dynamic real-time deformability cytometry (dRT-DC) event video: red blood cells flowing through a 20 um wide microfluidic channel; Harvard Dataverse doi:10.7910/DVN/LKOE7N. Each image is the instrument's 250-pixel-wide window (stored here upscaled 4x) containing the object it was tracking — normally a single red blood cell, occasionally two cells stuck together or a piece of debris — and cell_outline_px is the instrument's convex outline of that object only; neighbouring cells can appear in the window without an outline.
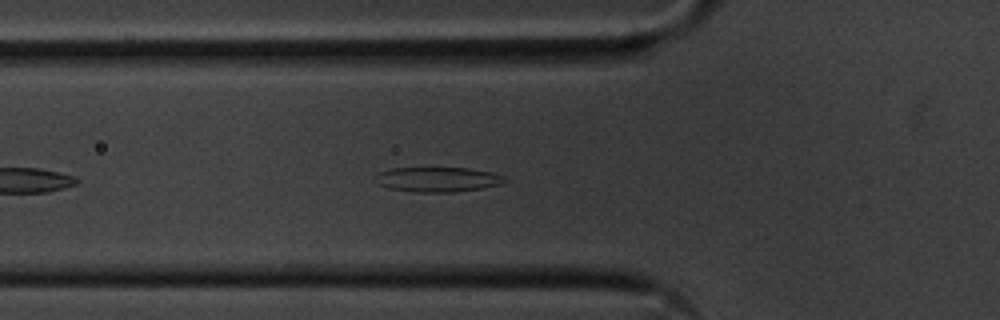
{"species": "common noctule bat (a hibernating species)", "species_latin": "Nyctalus noctula", "temperature_condition": "cold", "stored_images_in_passage": 35, "camera_frame_rate_fps": 3000, "um_per_image_px": 0.085, "animal": {"sex": "male", "body_mass_g": 20.1, "forearm_length_mm": 53.5}, "frame": {"image": 1, "passage_image": 8, "time_ms": 2.333, "image_size_px": [1000, 320], "cell_outline_px": [[508, 180], [500, 184], [480, 188], [456, 192], [412, 192], [388, 188], [376, 184], [380, 172], [392, 168], [468, 168], [492, 172], [504, 176]], "centroid_in_image_um": [37.23, 15.26], "position_along_channel_um": 88.6, "area_um2": 18.61}}
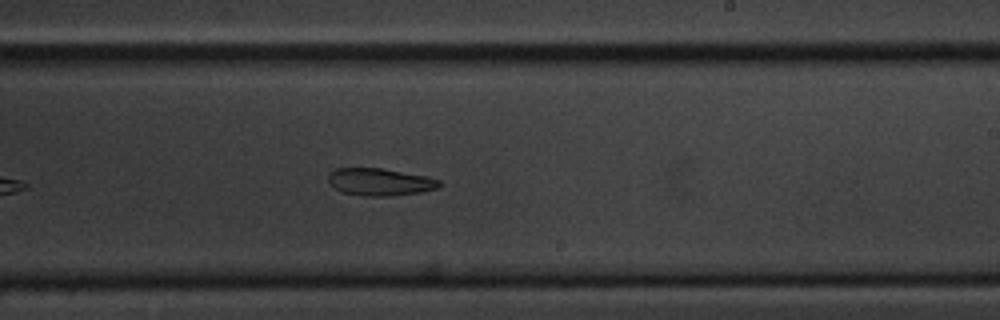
{"frame": {"image": 2, "passage_image": 22, "time_ms": 7.0, "image_size_px": [1000, 320], "cell_outline_px": [[440, 184], [436, 188], [420, 192], [388, 196], [364, 196], [340, 192], [328, 180], [328, 176], [336, 168], [380, 168], [428, 176], [440, 180]], "centroid_in_image_um": [32.29, 15.46], "position_along_channel_um": 256.7, "area_um2": 17.51}}
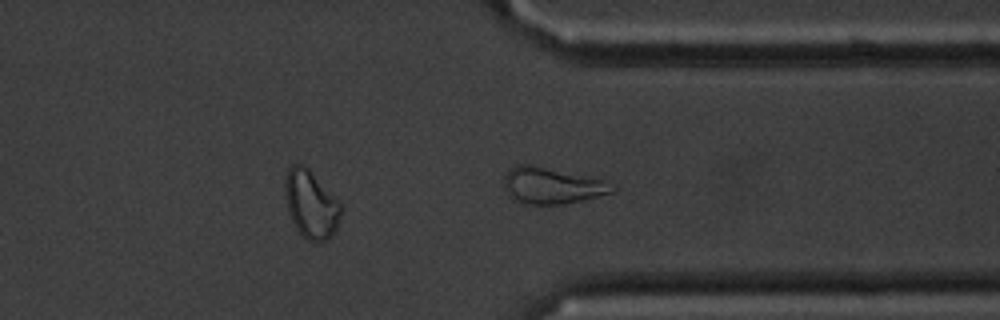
{"frame": {"image": 3, "passage_image": 31, "time_ms": 10.0, "image_size_px": [1000, 320], "cell_outline_px": [[616, 188], [612, 192], [564, 204], [524, 204], [512, 200], [508, 196], [504, 188], [504, 176], [516, 164], [532, 164], [604, 180]], "centroid_in_image_um": [46.83, 15.78], "position_along_channel_um": 364.6, "area_um2": 22.77}}